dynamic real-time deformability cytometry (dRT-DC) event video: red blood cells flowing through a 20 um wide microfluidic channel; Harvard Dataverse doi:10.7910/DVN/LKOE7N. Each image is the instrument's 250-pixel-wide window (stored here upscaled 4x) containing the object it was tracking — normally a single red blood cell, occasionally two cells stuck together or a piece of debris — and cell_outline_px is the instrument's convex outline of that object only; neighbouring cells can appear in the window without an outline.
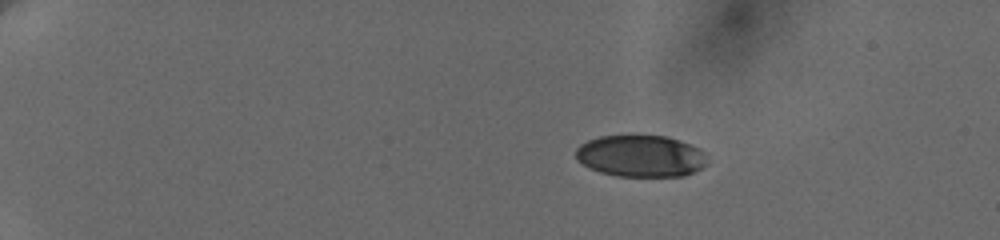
{"species": "human", "species_latin": "Homo sapiens", "temperature_condition": "cold", "stored_images_in_passage": 4, "camera_frame_rate_fps": 3000, "um_per_image_px": 0.085, "donor": {"sex": "female"}, "frame": {"image": 1, "passage_image": 2, "time_ms": 1.0, "image_size_px": [1000, 240], "cell_outline_px": [[708, 164], [684, 176], [616, 176], [600, 172], [584, 164], [576, 156], [576, 148], [580, 144], [588, 140], [600, 136], [664, 136], [680, 140], [700, 148], [704, 152]], "centroid_in_image_um": [54.49, 13.26], "position_along_channel_um": 30.5, "area_um2": 31.79}}